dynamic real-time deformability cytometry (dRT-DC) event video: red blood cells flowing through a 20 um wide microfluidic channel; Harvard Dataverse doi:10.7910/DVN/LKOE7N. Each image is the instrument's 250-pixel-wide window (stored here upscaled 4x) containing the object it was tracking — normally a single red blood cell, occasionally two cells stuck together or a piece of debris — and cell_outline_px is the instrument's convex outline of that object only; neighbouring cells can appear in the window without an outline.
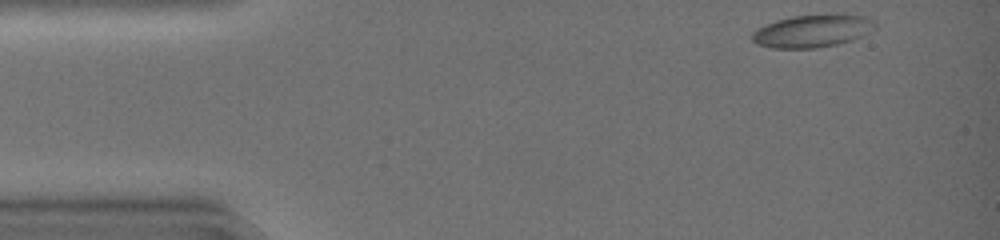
{"species": "common noctule bat (a hibernating species)", "species_latin": "Nyctalus noctula", "temperature_condition": "warm", "stored_images_in_passage": 29, "camera_frame_rate_fps": 3000, "um_per_image_px": 0.085, "animal": {"sex": "female", "body_mass_g": 19.0, "forearm_length_mm": 51.5}, "frame": {"image": 1, "passage_image": 1, "time_ms": 0.0, "image_size_px": [1000, 240], "cell_outline_px": [[876, 28], [852, 40], [836, 44], [816, 48], [772, 48], [756, 44], [752, 40], [752, 32], [756, 28], [776, 20], [792, 16], [840, 12], [844, 12], [864, 16], [876, 20]], "centroid_in_image_um": [69.09, 2.59], "position_along_channel_um": 15.9, "area_um2": 23.99}}
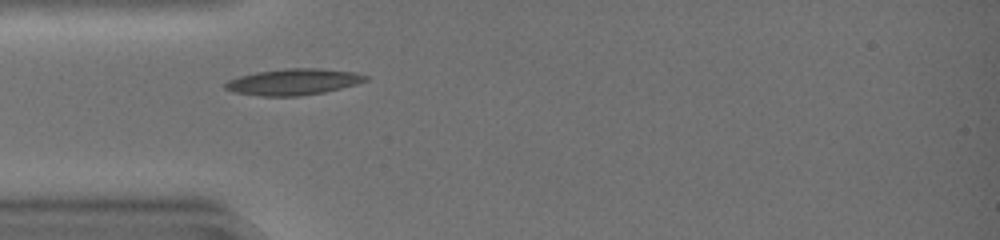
{"frame": {"image": 2, "passage_image": 11, "time_ms": 3.333, "image_size_px": [1000, 240], "cell_outline_px": [[368, 80], [356, 84], [324, 92], [300, 96], [260, 96], [232, 92], [224, 88], [224, 84], [228, 80], [240, 76], [256, 72], [284, 68], [320, 68], [356, 72], [368, 76]], "centroid_in_image_um": [24.93, 6.95], "position_along_channel_um": 60.1, "area_um2": 21.56}}
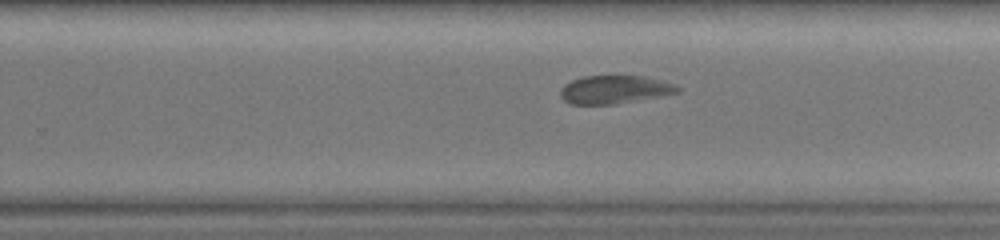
{"frame": {"image": 3, "passage_image": 27, "time_ms": 8.667, "image_size_px": [1000, 240], "cell_outline_px": [[680, 92], [660, 96], [612, 104], [568, 104], [560, 96], [560, 88], [564, 84], [572, 80], [584, 76], [644, 76], [660, 80], [672, 84], [680, 88]], "centroid_in_image_um": [52.19, 7.61], "position_along_channel_um": 277.6, "area_um2": 19.07}}